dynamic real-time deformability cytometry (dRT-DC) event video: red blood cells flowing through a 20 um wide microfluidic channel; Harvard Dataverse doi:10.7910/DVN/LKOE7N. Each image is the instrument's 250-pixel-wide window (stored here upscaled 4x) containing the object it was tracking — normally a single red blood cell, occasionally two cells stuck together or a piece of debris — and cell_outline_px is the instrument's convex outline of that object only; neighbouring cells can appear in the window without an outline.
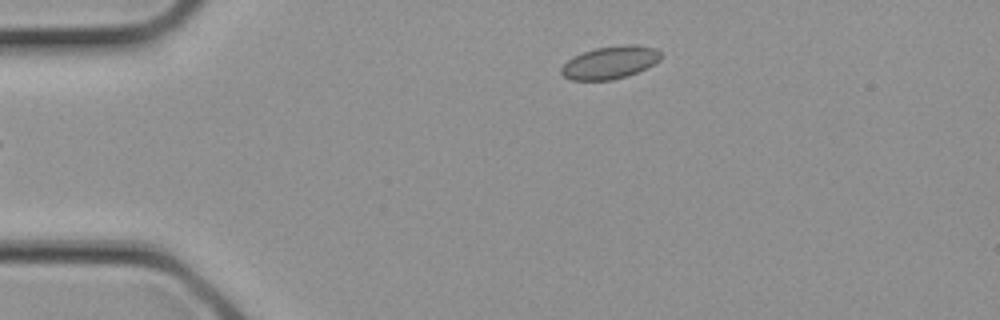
{"species": "common noctule bat (a hibernating species)", "species_latin": "Nyctalus noctula", "temperature_condition": "cold", "stored_images_in_passage": 16, "camera_frame_rate_fps": 3000, "um_per_image_px": 0.085, "animal": {"sex": "female", "body_mass_g": 21.9}, "frame": {"image": 1, "passage_image": 1, "time_ms": 0.0, "image_size_px": [1000, 320], "cell_outline_px": [[664, 56], [660, 60], [648, 68], [628, 76], [612, 80], [572, 80], [564, 76], [560, 72], [560, 68], [572, 56], [596, 48], [624, 44], [636, 44], [656, 48]], "centroid_in_image_um": [51.9, 5.31], "position_along_channel_um": 33.1, "area_um2": 19.25}}
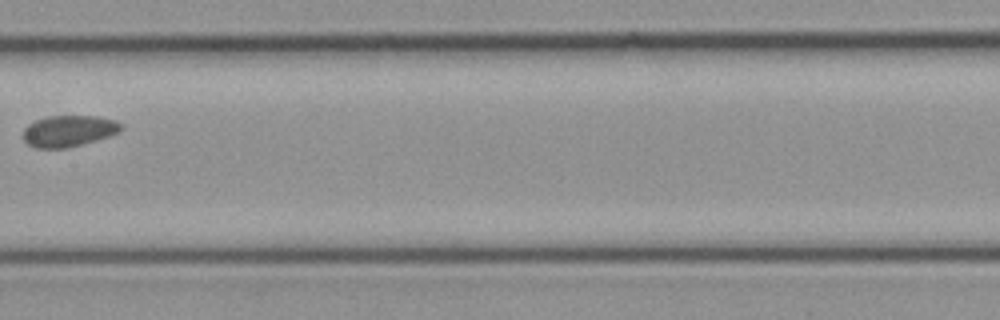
{"frame": {"image": 2, "passage_image": 10, "time_ms": 3.0, "image_size_px": [1000, 320], "cell_outline_px": [[124, 128], [120, 132], [96, 140], [64, 148], [36, 148], [28, 144], [20, 136], [24, 128], [28, 124], [36, 120], [48, 116], [96, 116], [116, 120], [124, 124]], "centroid_in_image_um": [5.84, 11.12], "position_along_channel_um": 201.6, "area_um2": 18.03}}
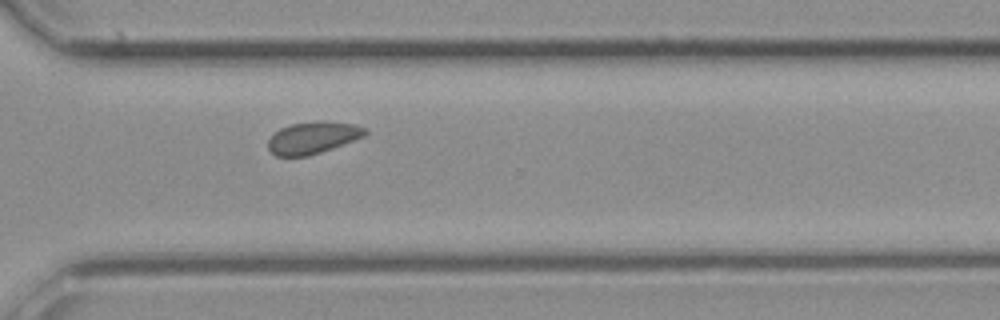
{"frame": {"image": 3, "passage_image": 16, "time_ms": 5.0, "image_size_px": [1000, 320], "cell_outline_px": [[368, 132], [364, 136], [332, 148], [308, 156], [276, 156], [268, 148], [268, 140], [280, 128], [292, 124], [316, 120], [324, 120], [352, 124], [368, 128]], "centroid_in_image_um": [26.6, 11.69], "position_along_channel_um": 344.0, "area_um2": 18.03}}